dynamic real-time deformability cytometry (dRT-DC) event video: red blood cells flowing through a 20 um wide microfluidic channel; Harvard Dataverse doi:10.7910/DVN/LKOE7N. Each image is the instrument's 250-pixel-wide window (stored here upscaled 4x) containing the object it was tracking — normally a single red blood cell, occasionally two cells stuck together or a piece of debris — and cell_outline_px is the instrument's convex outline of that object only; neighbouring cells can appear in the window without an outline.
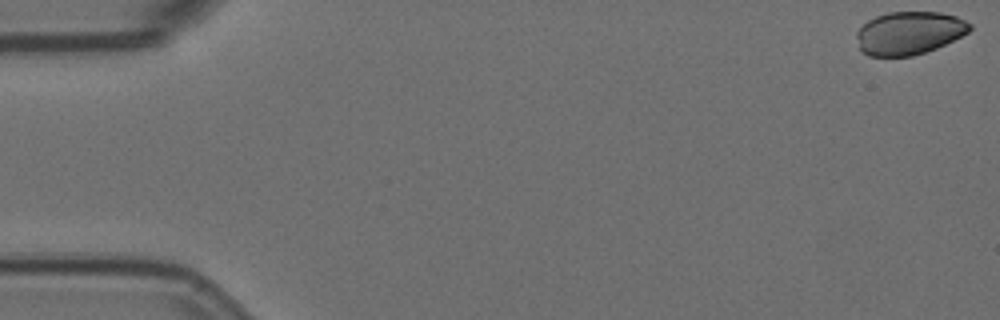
{"species": "Egyptian fruit bat (a non-hibernating species)", "species_latin": "Rousettus aegyptiacus", "temperature_condition": "room temperature", "stored_images_in_passage": 57, "camera_frame_rate_fps": 3000, "um_per_image_px": 0.085, "animal": {"sex": "female"}, "frame": {"image": 1, "passage_image": 1, "time_ms": 0.0, "image_size_px": [1000, 320], "cell_outline_px": [[972, 28], [968, 32], [936, 48], [912, 56], [868, 56], [860, 48], [856, 36], [856, 32], [868, 20], [876, 16], [888, 12], [940, 12], [956, 16], [972, 24]], "centroid_in_image_um": [77.27, 2.8], "position_along_channel_um": 7.7, "area_um2": 28.21}}
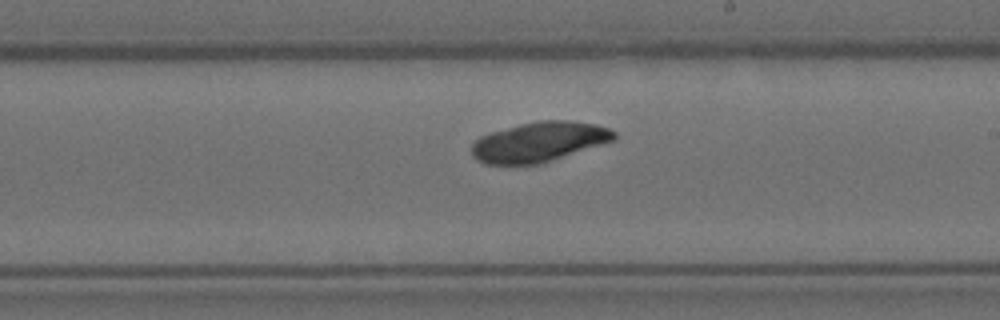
{"frame": {"image": 2, "passage_image": 33, "time_ms": 10.667, "image_size_px": [1000, 320], "cell_outline_px": [[616, 136], [612, 140], [540, 164], [484, 164], [476, 160], [472, 156], [472, 144], [480, 136], [488, 132], [520, 124], [540, 120], [572, 120], [596, 124], [608, 128], [616, 132]], "centroid_in_image_um": [45.77, 12.05], "position_along_channel_um": 243.2, "area_um2": 32.95}}
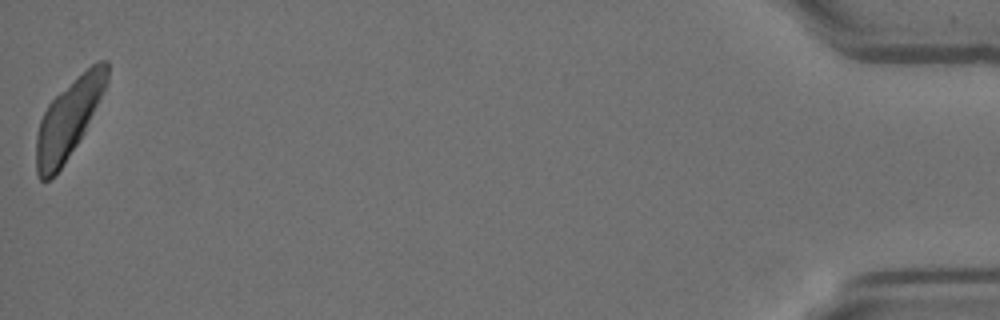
{"frame": {"image": 3, "passage_image": 57, "time_ms": 18.667, "image_size_px": [1000, 320], "cell_outline_px": [[108, 80], [84, 132], [60, 168], [48, 180], [40, 180], [36, 176], [36, 136], [40, 120], [48, 104], [60, 92], [96, 60], [108, 60]], "centroid_in_image_um": [5.81, 10.09], "position_along_channel_um": 429.4, "area_um2": 31.39}}